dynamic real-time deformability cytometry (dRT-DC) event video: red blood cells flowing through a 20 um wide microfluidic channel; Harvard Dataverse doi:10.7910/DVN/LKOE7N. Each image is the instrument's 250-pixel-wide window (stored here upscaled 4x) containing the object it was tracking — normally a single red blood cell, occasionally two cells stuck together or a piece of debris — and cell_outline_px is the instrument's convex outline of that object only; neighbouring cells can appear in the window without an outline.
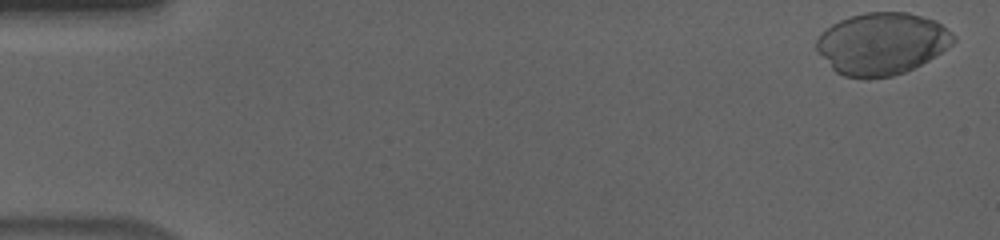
{"species": "human", "species_latin": "Homo sapiens", "temperature_condition": "cold", "stored_images_in_passage": 4, "camera_frame_rate_fps": 3000, "um_per_image_px": 0.085, "donor": {"sex": "male"}, "frame": {"image": 1, "passage_image": 1, "time_ms": 0.0, "image_size_px": [1000, 240], "cell_outline_px": [[956, 40], [952, 44], [928, 60], [904, 72], [892, 76], [868, 80], [844, 76], [836, 72], [832, 68], [816, 48], [816, 40], [832, 24], [840, 20], [864, 12], [908, 12], [936, 20], [948, 28], [956, 36]], "centroid_in_image_um": [74.99, 3.71], "position_along_channel_um": 10.0, "area_um2": 49.42}}